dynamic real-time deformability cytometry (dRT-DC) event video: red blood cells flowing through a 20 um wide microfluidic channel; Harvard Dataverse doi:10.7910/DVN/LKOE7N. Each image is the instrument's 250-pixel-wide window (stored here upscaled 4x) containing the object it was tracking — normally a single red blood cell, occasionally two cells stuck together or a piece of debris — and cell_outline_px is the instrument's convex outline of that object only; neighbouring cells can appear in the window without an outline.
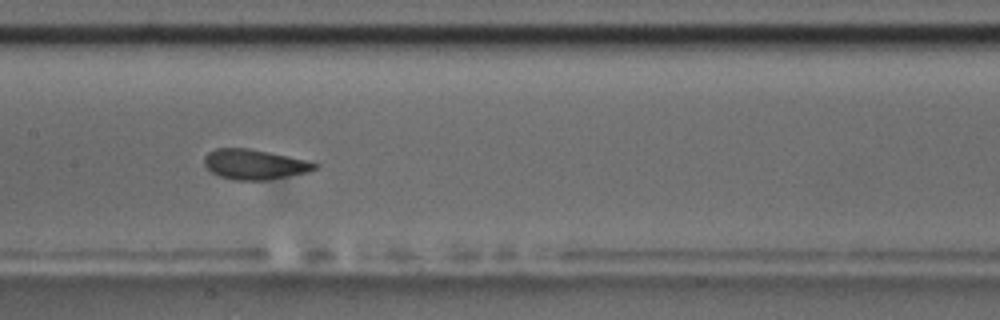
{"species": "common noctule bat (a hibernating species)", "species_latin": "Nyctalus noctula", "temperature_condition": "room temperature", "stored_images_in_passage": 9, "camera_frame_rate_fps": 3000, "um_per_image_px": 0.085, "animal": {"sex": "male", "body_mass_g": 17.5, "forearm_length_mm": 52.3}, "frame": {"image": 1, "passage_image": 9, "time_ms": 9.0, "image_size_px": [1000, 320], "cell_outline_px": [[320, 164], [316, 168], [308, 172], [264, 180], [232, 180], [220, 176], [212, 172], [204, 164], [204, 156], [208, 152], [216, 148], [248, 148], [268, 152], [304, 160]], "centroid_in_image_um": [21.59, 13.97], "position_along_channel_um": 185.8, "area_um2": 19.07}}